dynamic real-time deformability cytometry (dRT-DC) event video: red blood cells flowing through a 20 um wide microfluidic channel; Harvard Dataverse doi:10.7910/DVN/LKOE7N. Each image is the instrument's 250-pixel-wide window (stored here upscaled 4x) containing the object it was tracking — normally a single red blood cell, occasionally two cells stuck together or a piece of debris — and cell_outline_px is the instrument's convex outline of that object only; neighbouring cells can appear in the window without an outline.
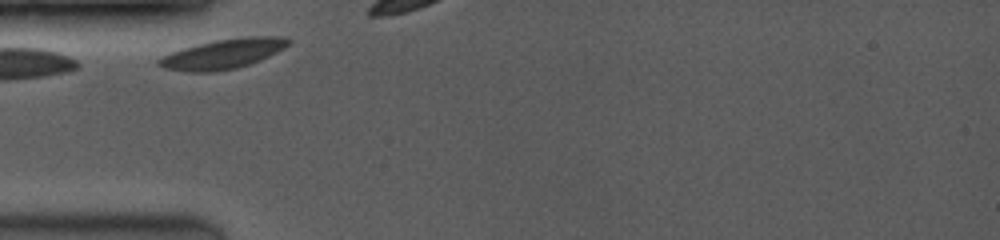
{"species": "common noctule bat (a hibernating species)", "species_latin": "Nyctalus noctula", "temperature_condition": "room temperature", "stored_images_in_passage": 4, "camera_frame_rate_fps": 3500, "um_per_image_px": 0.085, "animal": {"sex": "female", "body_mass_g": 19.0, "forearm_length_mm": 53.3}, "frame": {"image": 1, "passage_image": 1, "time_ms": 0.0, "image_size_px": [1000, 240], "cell_outline_px": [[292, 40], [284, 48], [260, 60], [236, 68], [216, 72], [184, 72], [164, 68], [156, 64], [156, 60], [172, 52], [184, 48], [216, 40], [248, 36], [280, 36]], "centroid_in_image_um": [18.95, 4.59], "position_along_channel_um": 66.1, "area_um2": 22.31}}